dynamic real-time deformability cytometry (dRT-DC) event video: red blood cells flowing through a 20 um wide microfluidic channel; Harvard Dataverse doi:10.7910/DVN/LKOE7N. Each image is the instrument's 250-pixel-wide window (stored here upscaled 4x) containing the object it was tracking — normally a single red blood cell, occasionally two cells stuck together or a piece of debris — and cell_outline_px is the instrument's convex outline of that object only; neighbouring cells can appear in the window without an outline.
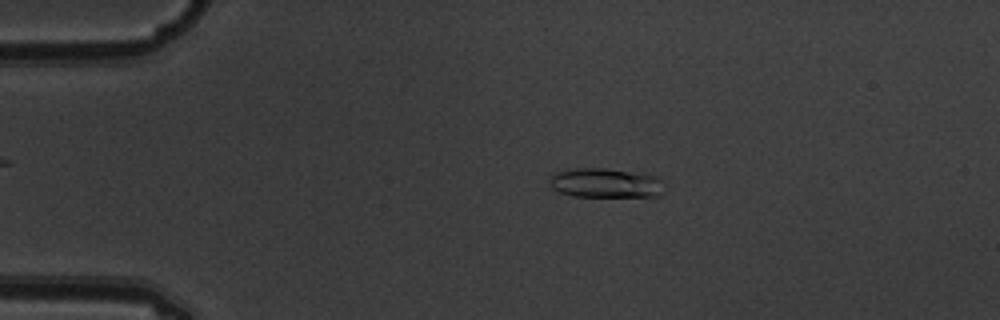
{"species": "common noctule bat (a hibernating species)", "species_latin": "Nyctalus noctula", "temperature_condition": "warm", "stored_images_in_passage": 6, "camera_frame_rate_fps": 3000, "um_per_image_px": 0.085, "animal": {"sex": "male", "body_mass_g": 19.5, "forearm_length_mm": 54.6}, "frame": {"image": 1, "passage_image": 2, "time_ms": 0.333, "image_size_px": [1000, 320], "cell_outline_px": [[664, 192], [660, 196], [572, 196], [560, 192], [552, 188], [548, 180], [548, 176], [552, 172], [564, 168], [604, 168], [640, 172], [656, 176], [660, 180]], "centroid_in_image_um": [51.4, 15.53], "position_along_channel_um": 33.6, "area_um2": 20.17}}
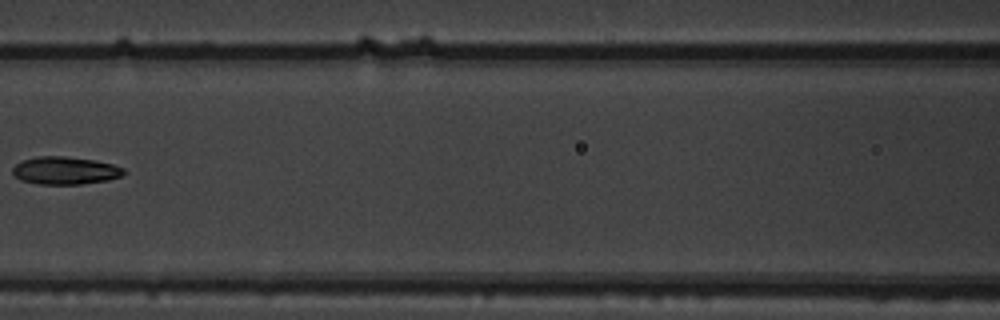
{"frame": {"image": 2, "passage_image": 6, "time_ms": 1.667, "image_size_px": [1000, 320], "cell_outline_px": [[128, 172], [120, 176], [108, 180], [80, 184], [40, 184], [20, 180], [12, 172], [12, 168], [20, 160], [40, 156], [64, 156], [96, 160], [112, 164], [124, 168]], "centroid_in_image_um": [5.54, 14.49], "position_along_channel_um": 161.1, "area_um2": 18.03}}